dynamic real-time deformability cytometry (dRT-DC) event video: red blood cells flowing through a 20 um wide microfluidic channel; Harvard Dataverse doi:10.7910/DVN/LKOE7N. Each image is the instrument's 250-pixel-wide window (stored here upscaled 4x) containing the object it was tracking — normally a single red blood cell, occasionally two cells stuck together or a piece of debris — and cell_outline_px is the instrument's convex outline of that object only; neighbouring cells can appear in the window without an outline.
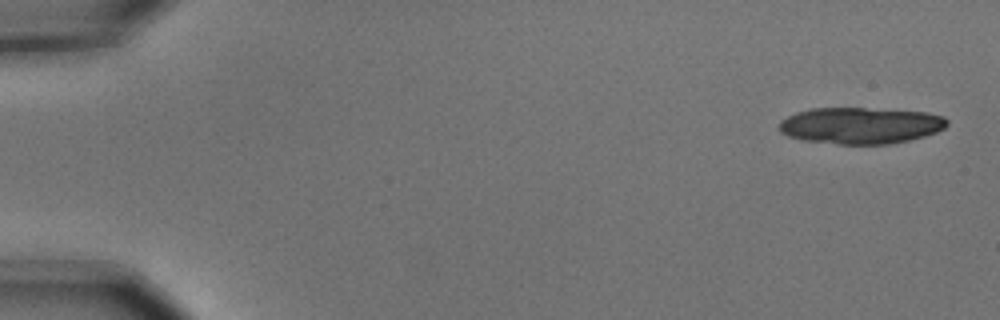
{"species": "common noctule bat (a hibernating species)", "species_latin": "Nyctalus noctula", "temperature_condition": "cold", "stored_images_in_passage": 5, "camera_frame_rate_fps": 3000, "um_per_image_px": 0.085, "animal": {"sex": "male", "body_mass_g": 15.6}, "frame": {"image": 1, "passage_image": 1, "time_ms": 0.0, "image_size_px": [1000, 320], "cell_outline_px": [[948, 124], [944, 128], [936, 132], [924, 136], [908, 140], [888, 144], [840, 144], [804, 140], [788, 136], [780, 132], [776, 124], [780, 120], [796, 112], [812, 108], [864, 108], [928, 112], [944, 116], [948, 120]], "centroid_in_image_um": [73.13, 10.66], "position_along_channel_um": 11.9, "area_um2": 35.84}}